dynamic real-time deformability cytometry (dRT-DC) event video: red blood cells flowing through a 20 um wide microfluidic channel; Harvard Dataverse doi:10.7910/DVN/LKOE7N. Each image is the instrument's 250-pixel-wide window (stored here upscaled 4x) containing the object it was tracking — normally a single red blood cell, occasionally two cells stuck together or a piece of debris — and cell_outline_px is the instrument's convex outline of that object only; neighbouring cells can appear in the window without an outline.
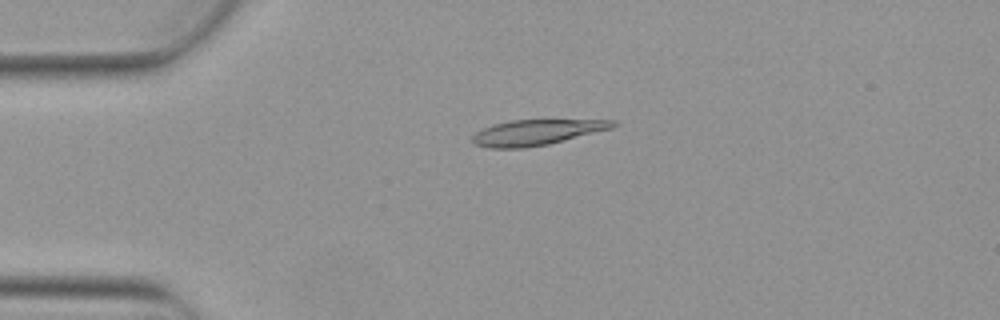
{"species": "Egyptian fruit bat (a non-hibernating species)", "species_latin": "Rousettus aegyptiacus", "temperature_condition": "warm", "stored_images_in_passage": 5, "camera_frame_rate_fps": 3000, "um_per_image_px": 0.085, "animal": {"sex": "female"}, "frame": {"image": 1, "passage_image": 3, "time_ms": 0.667, "image_size_px": [1000, 320], "cell_outline_px": [[620, 124], [612, 128], [548, 144], [524, 148], [488, 148], [476, 144], [472, 140], [472, 136], [476, 132], [492, 124], [512, 120], [616, 120]], "centroid_in_image_um": [45.62, 11.24], "position_along_channel_um": 39.4, "area_um2": 20.75}}
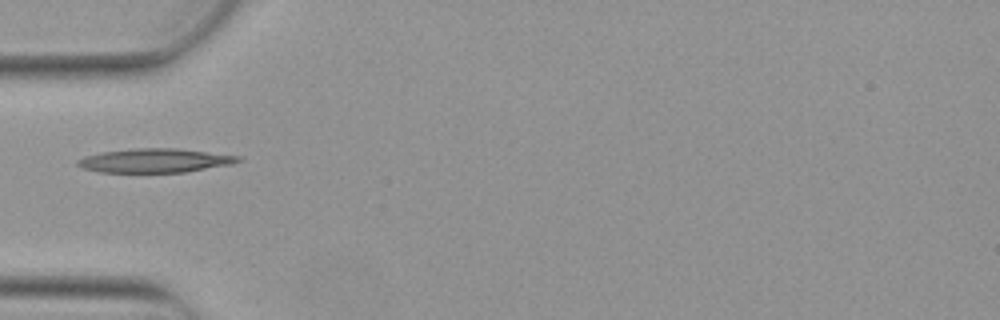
{"frame": {"image": 2, "passage_image": 4, "time_ms": 1.0, "image_size_px": [1000, 320], "cell_outline_px": [[244, 160], [232, 164], [184, 172], [100, 172], [80, 168], [76, 164], [76, 160], [84, 156], [104, 152], [136, 148], [176, 148], [240, 156]], "centroid_in_image_um": [13.16, 13.65], "position_along_channel_um": 71.8, "area_um2": 22.37}}
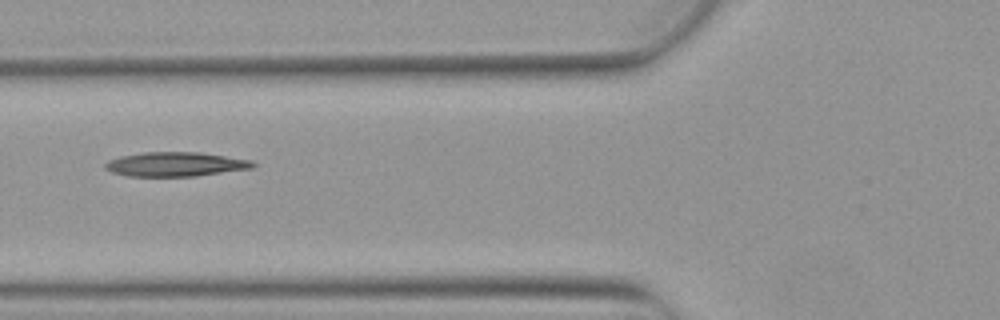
{"frame": {"image": 3, "passage_image": 5, "time_ms": 1.333, "image_size_px": [1000, 320], "cell_outline_px": [[256, 164], [252, 168], [196, 176], [128, 176], [112, 172], [104, 168], [104, 164], [108, 160], [120, 156], [144, 152], [200, 152], [252, 160]], "centroid_in_image_um": [14.9, 13.96], "position_along_channel_um": 110.9, "area_um2": 20.92}}